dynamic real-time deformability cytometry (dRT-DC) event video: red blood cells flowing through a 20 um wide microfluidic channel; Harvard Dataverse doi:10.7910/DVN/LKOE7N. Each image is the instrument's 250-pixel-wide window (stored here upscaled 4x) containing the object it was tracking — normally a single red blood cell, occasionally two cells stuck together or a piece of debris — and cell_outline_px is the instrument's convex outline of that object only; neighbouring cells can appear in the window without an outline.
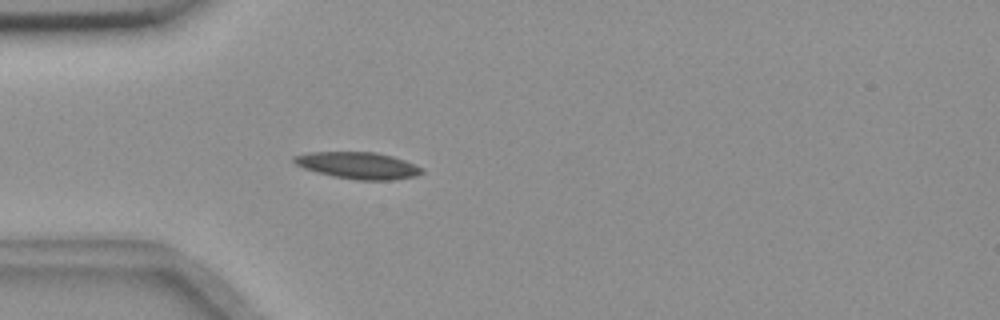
{"species": "common noctule bat (a hibernating species)", "species_latin": "Nyctalus noctula", "temperature_condition": "room temperature", "stored_images_in_passage": 42, "camera_frame_rate_fps": 3000, "um_per_image_px": 0.085, "animal": {"sex": "female", "body_mass_g": 18.4}, "frame": {"image": 1, "passage_image": 2, "time_ms": 0.333, "image_size_px": [1000, 320], "cell_outline_px": [[424, 172], [416, 176], [392, 180], [356, 180], [332, 176], [316, 172], [304, 168], [296, 164], [292, 160], [292, 156], [308, 152], [376, 152], [392, 156], [404, 160], [424, 168]], "centroid_in_image_um": [30.43, 14.06], "position_along_channel_um": 54.6, "area_um2": 20.06}}
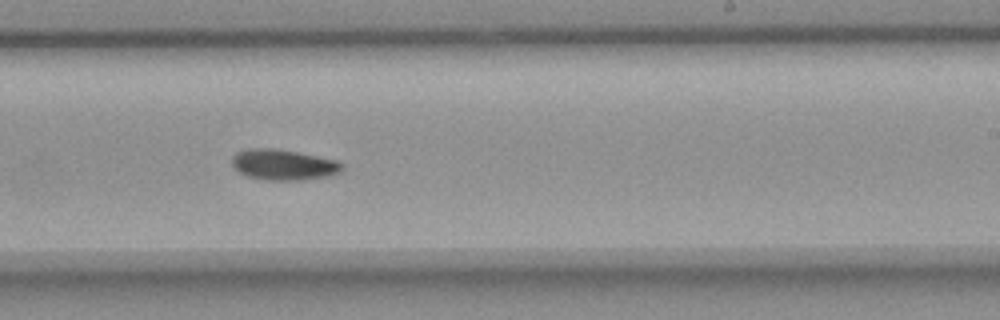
{"frame": {"image": 2, "passage_image": 20, "time_ms": 6.333, "image_size_px": [1000, 320], "cell_outline_px": [[344, 168], [340, 172], [328, 176], [304, 180], [264, 180], [248, 176], [240, 172], [232, 164], [232, 156], [236, 152], [248, 148], [272, 148], [296, 152], [336, 160], [344, 164]], "centroid_in_image_um": [24.1, 14.0], "position_along_channel_um": 264.9, "area_um2": 19.65}}
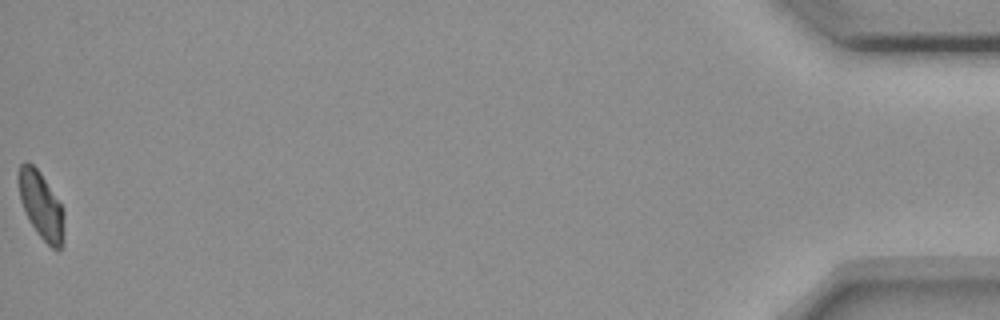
{"frame": {"image": 3, "passage_image": 42, "time_ms": 13.667, "image_size_px": [1000, 320], "cell_outline_px": [[64, 240], [60, 248], [52, 248], [36, 232], [20, 200], [16, 180], [16, 172], [20, 164], [24, 160], [28, 160], [40, 172], [60, 204], [64, 212]], "centroid_in_image_um": [3.46, 17.39], "position_along_channel_um": 431.7, "area_um2": 17.86}}